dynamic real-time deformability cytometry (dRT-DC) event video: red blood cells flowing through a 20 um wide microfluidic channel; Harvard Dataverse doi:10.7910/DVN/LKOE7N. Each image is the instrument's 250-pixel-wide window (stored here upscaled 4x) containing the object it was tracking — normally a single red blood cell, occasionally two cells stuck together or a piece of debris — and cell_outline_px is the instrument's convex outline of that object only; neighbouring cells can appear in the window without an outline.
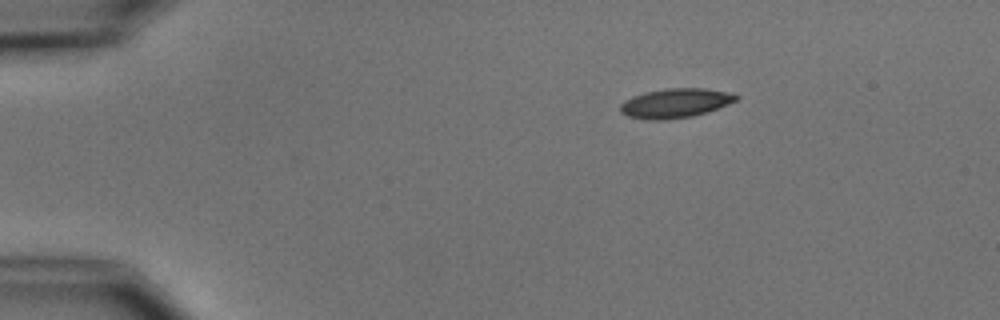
{"species": "common noctule bat (a hibernating species)", "species_latin": "Nyctalus noctula", "temperature_condition": "cold", "stored_images_in_passage": 2, "camera_frame_rate_fps": 3000, "um_per_image_px": 0.085, "animal": {"sex": "male", "body_mass_g": 15.6}, "frame": {"image": 1, "passage_image": 2, "time_ms": 1.0, "image_size_px": [1000, 320], "cell_outline_px": [[740, 96], [736, 100], [728, 104], [708, 112], [692, 116], [660, 120], [644, 120], [628, 116], [620, 112], [620, 104], [624, 100], [632, 96], [644, 92], [668, 88], [704, 88], [732, 92]], "centroid_in_image_um": [57.4, 8.76], "position_along_channel_um": 27.6, "area_um2": 20.0}}